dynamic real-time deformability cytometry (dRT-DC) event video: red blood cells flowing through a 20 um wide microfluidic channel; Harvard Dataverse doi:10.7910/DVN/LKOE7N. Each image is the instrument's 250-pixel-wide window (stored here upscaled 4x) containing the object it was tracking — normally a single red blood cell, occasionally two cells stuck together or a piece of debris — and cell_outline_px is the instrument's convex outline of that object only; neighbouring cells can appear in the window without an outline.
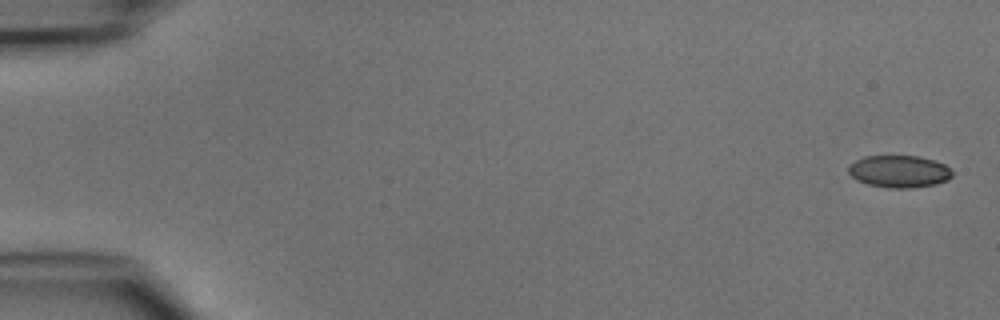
{"species": "common noctule bat (a hibernating species)", "species_latin": "Nyctalus noctula", "temperature_condition": "cold", "stored_images_in_passage": 4, "camera_frame_rate_fps": 3000, "um_per_image_px": 0.085, "animal": {"sex": "male", "body_mass_g": 15.6}, "frame": {"image": 1, "passage_image": 1, "time_ms": 0.0, "image_size_px": [1000, 320], "cell_outline_px": [[952, 176], [948, 180], [936, 184], [912, 188], [888, 188], [868, 184], [856, 180], [848, 172], [848, 164], [864, 156], [920, 156], [936, 160], [944, 164], [952, 172]], "centroid_in_image_um": [76.42, 14.57], "position_along_channel_um": 8.6, "area_um2": 19.65}}